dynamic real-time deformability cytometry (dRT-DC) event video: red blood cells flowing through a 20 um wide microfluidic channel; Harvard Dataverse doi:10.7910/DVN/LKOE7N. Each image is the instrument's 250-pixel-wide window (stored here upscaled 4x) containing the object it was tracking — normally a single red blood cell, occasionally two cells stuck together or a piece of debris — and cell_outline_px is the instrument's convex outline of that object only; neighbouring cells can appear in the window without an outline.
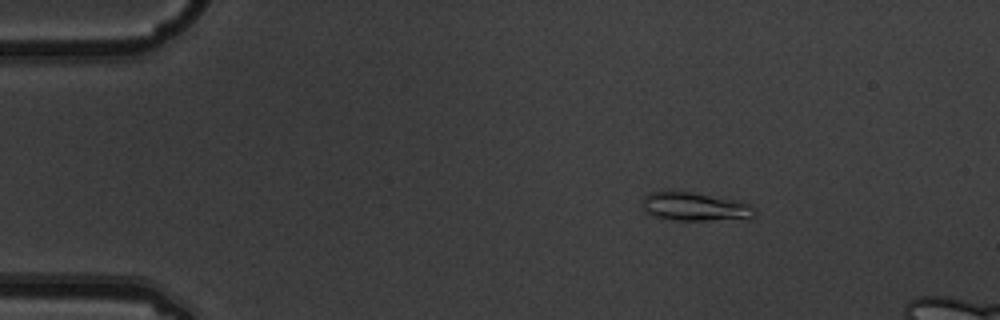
{"species": "common noctule bat (a hibernating species)", "species_latin": "Nyctalus noctula", "temperature_condition": "warm", "stored_images_in_passage": 5, "camera_frame_rate_fps": 3000, "um_per_image_px": 0.085, "animal": {"sex": "male", "body_mass_g": 19.5, "forearm_length_mm": 54.6}, "frame": {"image": 1, "passage_image": 3, "time_ms": 0.667, "image_size_px": [1000, 320], "cell_outline_px": [[756, 216], [752, 220], [676, 220], [652, 216], [640, 204], [644, 196], [648, 192], [688, 192], [732, 200], [748, 204], [756, 208]], "centroid_in_image_um": [59.12, 17.61], "position_along_channel_um": 25.9, "area_um2": 18.67}}